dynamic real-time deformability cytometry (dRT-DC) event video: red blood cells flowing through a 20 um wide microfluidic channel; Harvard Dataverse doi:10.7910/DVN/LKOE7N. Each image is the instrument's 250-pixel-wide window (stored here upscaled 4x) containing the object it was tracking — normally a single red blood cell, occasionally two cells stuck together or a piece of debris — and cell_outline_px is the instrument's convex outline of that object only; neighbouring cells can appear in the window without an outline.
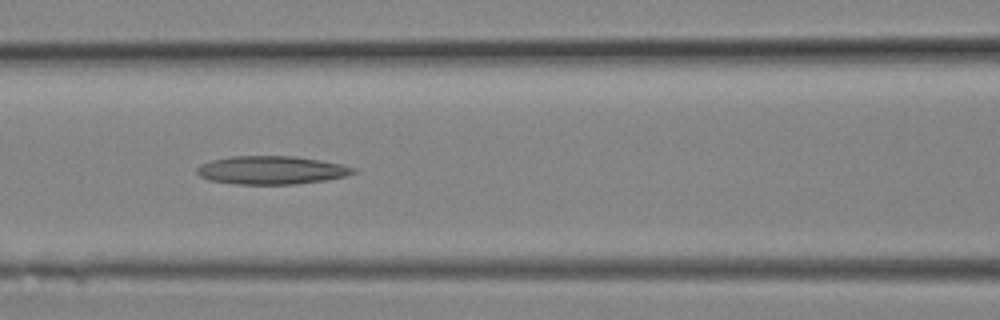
{"species": "Egyptian fruit bat (a non-hibernating species)", "species_latin": "Rousettus aegyptiacus", "temperature_condition": "room temperature", "stored_images_in_passage": 9, "camera_frame_rate_fps": 3000, "um_per_image_px": 0.085, "animal": {"sex": "female"}, "frame": {"image": 1, "passage_image": 8, "time_ms": 2.333, "image_size_px": [1000, 320], "cell_outline_px": [[356, 172], [344, 176], [324, 180], [296, 184], [236, 184], [208, 180], [200, 176], [196, 172], [196, 168], [200, 164], [212, 160], [232, 156], [292, 156], [320, 160], [344, 164], [356, 168]], "centroid_in_image_um": [23.06, 14.46], "position_along_channel_um": 143.5, "area_um2": 25.78}}
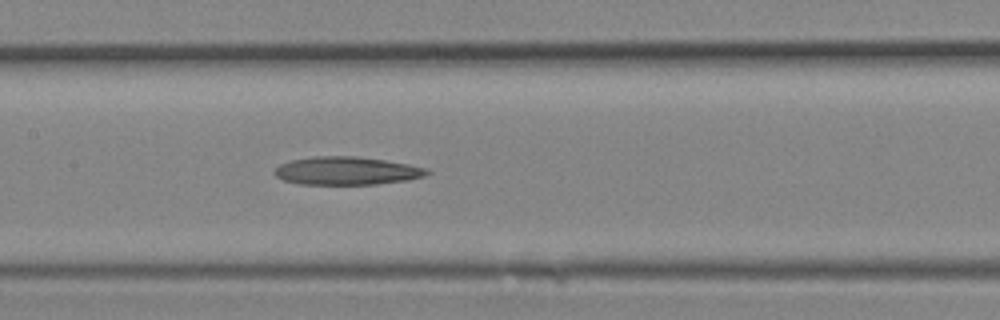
{"frame": {"image": 2, "passage_image": 9, "time_ms": 2.667, "image_size_px": [1000, 320], "cell_outline_px": [[432, 172], [424, 176], [408, 180], [376, 184], [300, 184], [284, 180], [276, 176], [272, 172], [280, 164], [292, 160], [316, 156], [356, 156], [384, 160], [408, 164], [428, 168]], "centroid_in_image_um": [29.49, 14.52], "position_along_channel_um": 177.9, "area_um2": 24.91}}